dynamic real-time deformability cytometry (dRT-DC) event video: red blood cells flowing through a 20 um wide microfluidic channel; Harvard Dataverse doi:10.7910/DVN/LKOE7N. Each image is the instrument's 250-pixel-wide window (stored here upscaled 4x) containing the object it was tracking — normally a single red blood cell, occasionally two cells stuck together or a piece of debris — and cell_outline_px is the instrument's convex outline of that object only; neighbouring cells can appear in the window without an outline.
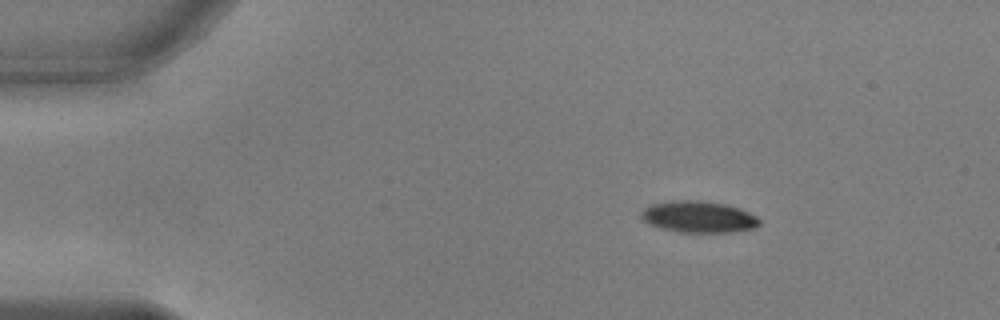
{"species": "common noctule bat (a hibernating species)", "species_latin": "Nyctalus noctula", "temperature_condition": "warm", "stored_images_in_passage": 46, "camera_frame_rate_fps": 3000, "um_per_image_px": 0.085, "animal": {"sex": "male", "body_mass_g": 17.9, "forearm_length_mm": 54.2}, "frame": {"image": 1, "passage_image": 1, "time_ms": 0.0, "image_size_px": [1000, 320], "cell_outline_px": [[760, 224], [756, 228], [732, 232], [680, 232], [660, 228], [648, 224], [640, 216], [640, 212], [644, 208], [652, 204], [672, 200], [700, 200], [724, 204], [740, 208], [756, 216], [760, 220]], "centroid_in_image_um": [59.37, 18.43], "position_along_channel_um": 25.6, "area_um2": 21.85}}
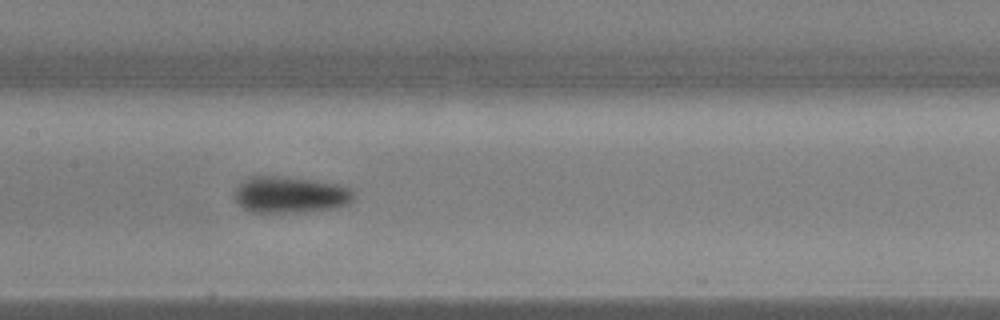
{"frame": {"image": 2, "passage_image": 19, "time_ms": 6.0, "image_size_px": [1000, 320], "cell_outline_px": [[352, 200], [348, 204], [332, 208], [284, 212], [248, 212], [236, 204], [236, 188], [244, 180], [252, 176], [284, 176], [316, 180], [340, 184], [348, 188], [352, 192]], "centroid_in_image_um": [24.62, 16.53], "position_along_channel_um": 182.8, "area_um2": 25.09}}
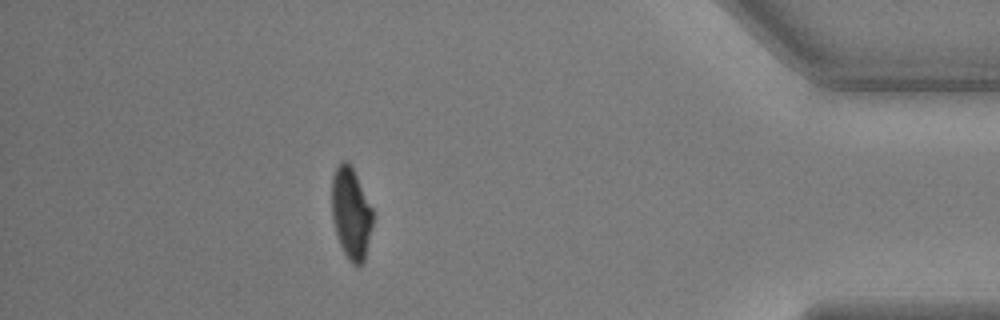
{"frame": {"image": 3, "passage_image": 40, "time_ms": 13.0, "image_size_px": [1000, 320], "cell_outline_px": [[372, 224], [364, 264], [360, 268], [352, 264], [348, 260], [340, 244], [336, 232], [332, 216], [332, 176], [340, 160], [348, 160], [372, 208]], "centroid_in_image_um": [29.83, 18.16], "position_along_channel_um": 405.4, "area_um2": 21.79}, "authors_computed_cell_mechanics": {"area_um2": 22.9466, "velocity_mm_per_s": 3.8084, "shape_relaxation_time_tau1_ms": 2.5887, "shape_relaxation_time_tau2_ms": 1.9603, "deformation_change_tau1": 0.1467, "deformation_change_tau2": 0.0572}}